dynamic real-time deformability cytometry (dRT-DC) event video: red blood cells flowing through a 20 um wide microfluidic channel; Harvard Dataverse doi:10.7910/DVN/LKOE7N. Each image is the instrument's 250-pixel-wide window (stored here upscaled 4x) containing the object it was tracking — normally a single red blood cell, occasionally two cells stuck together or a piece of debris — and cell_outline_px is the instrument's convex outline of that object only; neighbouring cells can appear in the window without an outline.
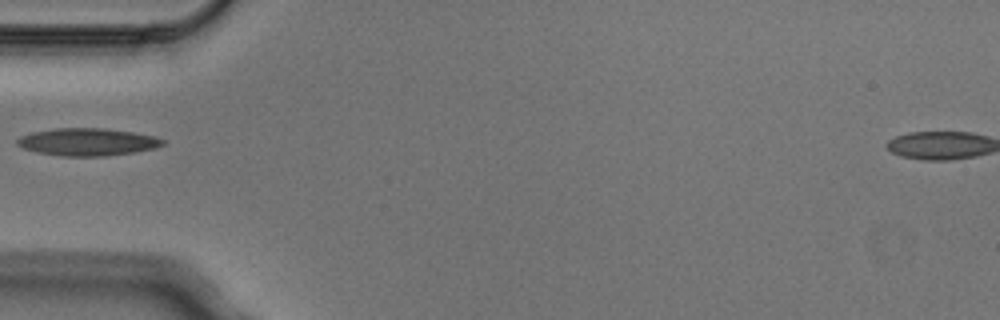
{"species": "Egyptian fruit bat (a non-hibernating species)", "species_latin": "Rousettus aegyptiacus", "temperature_condition": "cold", "stored_images_in_passage": 2, "camera_frame_rate_fps": 3000, "um_per_image_px": 0.085, "animal": {"sex": "male"}, "frame": {"image": 1, "passage_image": 2, "time_ms": 0.333, "image_size_px": [1000, 320], "cell_outline_px": [[164, 144], [152, 148], [136, 152], [104, 156], [60, 156], [36, 152], [24, 148], [16, 144], [16, 140], [20, 136], [32, 132], [56, 128], [104, 128], [132, 132], [156, 136], [164, 140]], "centroid_in_image_um": [7.41, 12.06], "position_along_channel_um": 77.6, "area_um2": 23.29}}